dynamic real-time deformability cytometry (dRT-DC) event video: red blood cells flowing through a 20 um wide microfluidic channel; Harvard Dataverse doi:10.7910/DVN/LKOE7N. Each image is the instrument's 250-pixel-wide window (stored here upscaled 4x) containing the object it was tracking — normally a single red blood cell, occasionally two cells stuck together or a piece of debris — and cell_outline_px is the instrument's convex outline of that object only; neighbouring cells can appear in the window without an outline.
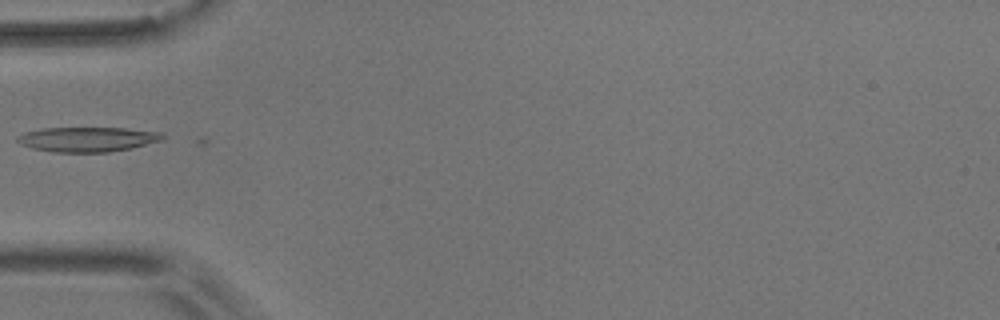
{"species": "common noctule bat (a hibernating species)", "species_latin": "Nyctalus noctula", "temperature_condition": "room temperature", "stored_images_in_passage": 35, "camera_frame_rate_fps": 3000, "um_per_image_px": 0.085, "animal": {"sex": "male", "body_mass_g": 17.9}, "frame": {"image": 1, "passage_image": 1, "time_ms": 0.0, "image_size_px": [1000, 320], "cell_outline_px": [[164, 140], [132, 148], [108, 152], [52, 152], [32, 148], [20, 144], [16, 140], [16, 136], [24, 132], [44, 128], [124, 128], [160, 132], [164, 136]], "centroid_in_image_um": [7.42, 11.84], "position_along_channel_um": 77.6, "area_um2": 21.04}}
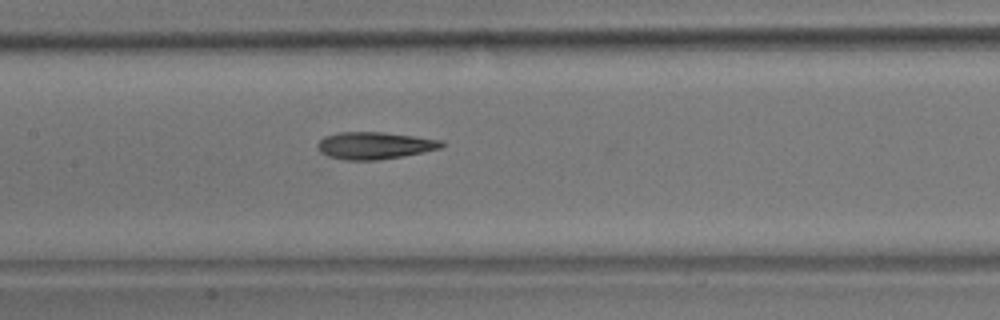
{"frame": {"image": 2, "passage_image": 9, "time_ms": 2.667, "image_size_px": [1000, 320], "cell_outline_px": [[444, 144], [440, 148], [424, 152], [404, 156], [376, 160], [344, 160], [328, 156], [320, 152], [316, 148], [316, 144], [324, 136], [340, 132], [384, 132], [416, 136], [444, 140]], "centroid_in_image_um": [31.84, 12.36], "position_along_channel_um": 175.6, "area_um2": 19.83}}
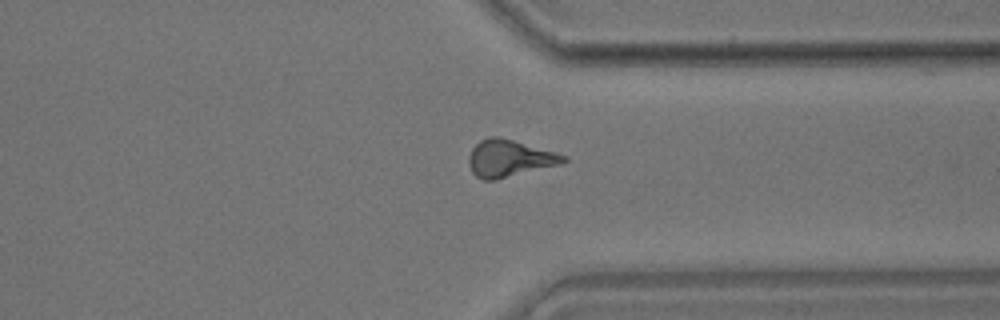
{"frame": {"image": 3, "passage_image": 25, "time_ms": 8.0, "image_size_px": [1000, 320], "cell_outline_px": [[568, 160], [556, 164], [492, 180], [484, 180], [476, 176], [472, 172], [468, 160], [468, 156], [472, 148], [480, 140], [488, 136], [500, 136], [556, 152], [568, 156]], "centroid_in_image_um": [43.25, 13.42], "position_along_channel_um": 368.2, "area_um2": 20.0}}